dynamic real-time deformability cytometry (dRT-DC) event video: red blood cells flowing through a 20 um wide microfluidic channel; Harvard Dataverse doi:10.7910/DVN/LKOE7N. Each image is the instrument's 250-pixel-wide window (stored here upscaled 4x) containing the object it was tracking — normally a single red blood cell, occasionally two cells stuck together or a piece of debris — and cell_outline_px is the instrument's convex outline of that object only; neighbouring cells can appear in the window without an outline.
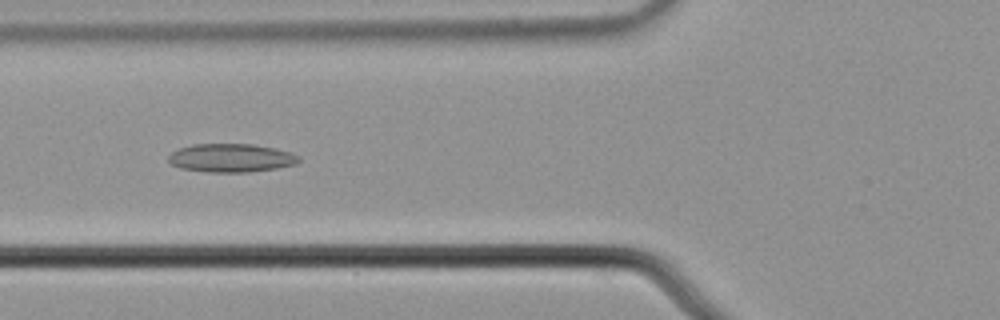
{"species": "common noctule bat (a hibernating species)", "species_latin": "Nyctalus noctula", "temperature_condition": "cold", "stored_images_in_passage": 7, "camera_frame_rate_fps": 3000, "um_per_image_px": 0.085, "animal": {"sex": "male", "body_mass_g": 21.5, "forearm_length_mm": 52.0}, "frame": {"image": 1, "passage_image": 6, "time_ms": 1.667, "image_size_px": [1000, 320], "cell_outline_px": [[300, 160], [296, 164], [276, 168], [248, 172], [208, 172], [180, 168], [172, 164], [168, 160], [168, 156], [172, 152], [180, 148], [192, 144], [252, 144], [272, 148], [288, 152], [300, 156]], "centroid_in_image_um": [19.62, 13.43], "position_along_channel_um": 106.2, "area_um2": 21.44}}
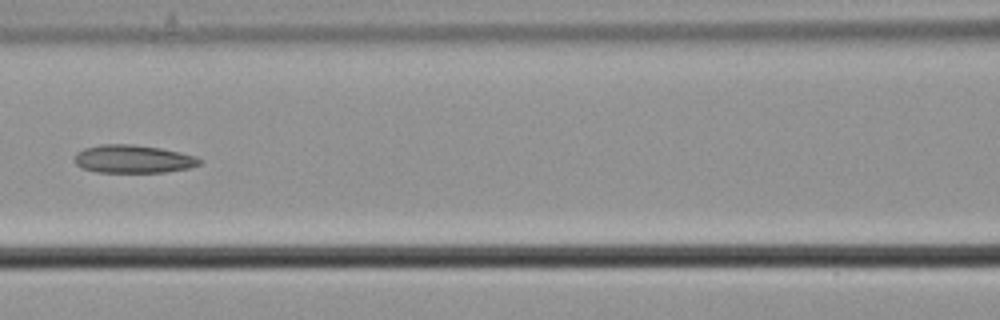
{"frame": {"image": 2, "passage_image": 7, "time_ms": 2.0, "image_size_px": [1000, 320], "cell_outline_px": [[204, 160], [200, 164], [188, 168], [164, 172], [96, 172], [80, 168], [72, 160], [76, 152], [84, 148], [100, 144], [132, 144], [160, 148], [180, 152], [196, 156]], "centroid_in_image_um": [11.28, 13.51], "position_along_channel_um": 155.3, "area_um2": 20.69}}